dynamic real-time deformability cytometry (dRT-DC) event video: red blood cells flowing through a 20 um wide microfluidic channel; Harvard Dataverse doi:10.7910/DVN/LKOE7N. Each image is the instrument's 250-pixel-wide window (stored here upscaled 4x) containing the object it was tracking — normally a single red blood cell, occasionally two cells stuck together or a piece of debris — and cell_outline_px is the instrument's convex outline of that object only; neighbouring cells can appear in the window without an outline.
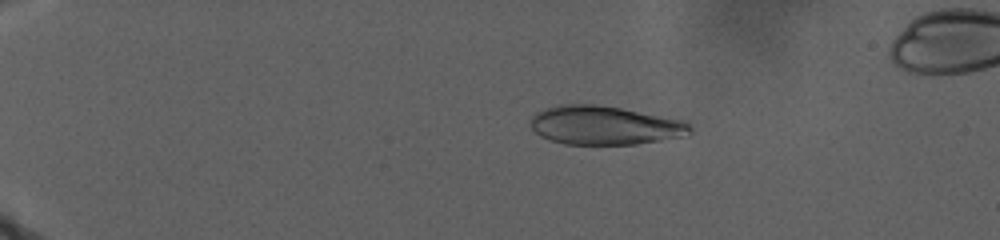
{"species": "human", "species_latin": "Homo sapiens", "temperature_condition": "warm", "stored_images_in_passage": 86, "camera_frame_rate_fps": 3000, "um_per_image_px": 0.085, "donor": {"sex": "male"}, "frame": {"image": 1, "passage_image": 25, "time_ms": 7.667, "image_size_px": [1000, 240], "cell_outline_px": [[692, 132], [688, 136], [636, 144], [564, 144], [540, 136], [532, 128], [532, 116], [536, 112], [544, 108], [556, 104], [596, 104], [620, 108], [684, 120], [692, 128]], "centroid_in_image_um": [51.41, 10.65], "position_along_channel_um": 33.6, "area_um2": 36.13}}
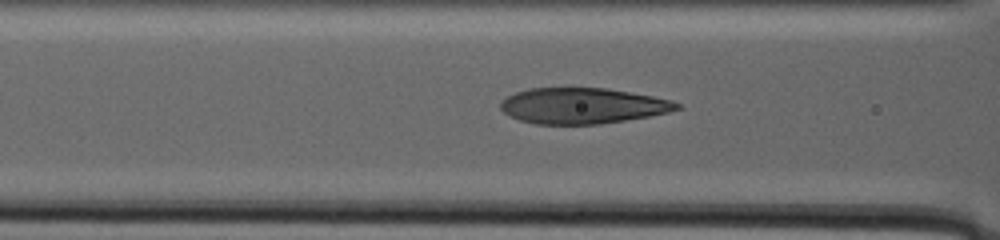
{"frame": {"image": 2, "passage_image": 58, "time_ms": 16.667, "image_size_px": [1000, 240], "cell_outline_px": [[680, 108], [668, 112], [648, 116], [600, 124], [536, 124], [520, 120], [504, 112], [500, 108], [500, 100], [516, 92], [528, 88], [608, 88], [652, 96], [672, 100], [680, 104]], "centroid_in_image_um": [49.5, 8.98], "position_along_channel_um": 117.1, "area_um2": 36.59}}
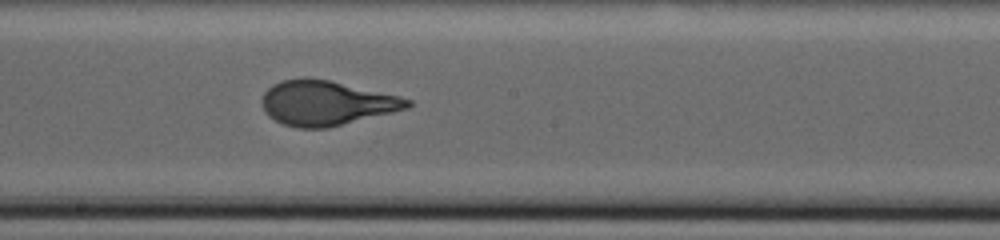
{"frame": {"image": 3, "passage_image": 85, "time_ms": 21.667, "image_size_px": [1000, 240], "cell_outline_px": [[412, 104], [408, 108], [328, 128], [296, 128], [284, 124], [268, 116], [264, 112], [260, 100], [264, 92], [272, 84], [280, 80], [304, 76], [308, 76], [328, 80], [400, 96], [412, 100]], "centroid_in_image_um": [27.68, 8.74], "position_along_channel_um": 220.5, "area_um2": 38.15}}